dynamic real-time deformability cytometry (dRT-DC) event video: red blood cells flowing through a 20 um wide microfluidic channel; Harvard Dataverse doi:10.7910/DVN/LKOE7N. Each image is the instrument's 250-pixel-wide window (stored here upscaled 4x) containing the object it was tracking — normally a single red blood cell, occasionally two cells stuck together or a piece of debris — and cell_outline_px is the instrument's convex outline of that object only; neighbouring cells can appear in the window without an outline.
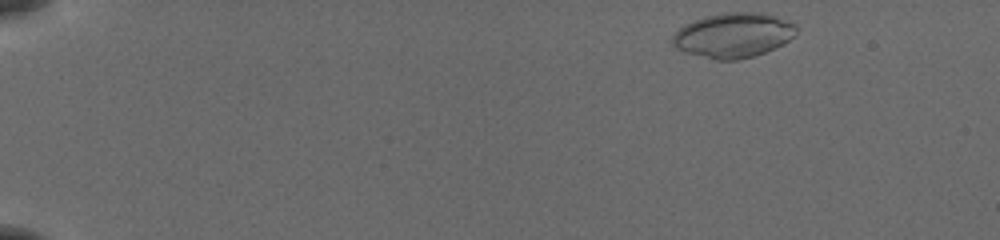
{"species": "common noctule bat (a hibernating species)", "species_latin": "Nyctalus noctula", "temperature_condition": "cold", "stored_images_in_passage": 26, "camera_frame_rate_fps": 3000, "um_per_image_px": 0.085, "animal": {"sex": "female", "body_mass_g": 19.5, "forearm_length_mm": 54.1}, "frame": {"image": 1, "passage_image": 1, "time_ms": 0.0, "image_size_px": [1000, 240], "cell_outline_px": [[796, 36], [756, 56], [736, 60], [716, 60], [684, 52], [676, 48], [672, 44], [672, 36], [684, 24], [708, 16], [728, 12], [756, 12], [788, 20], [796, 24]], "centroid_in_image_um": [62.32, 3.01], "position_along_channel_um": 22.7, "area_um2": 32.02}}
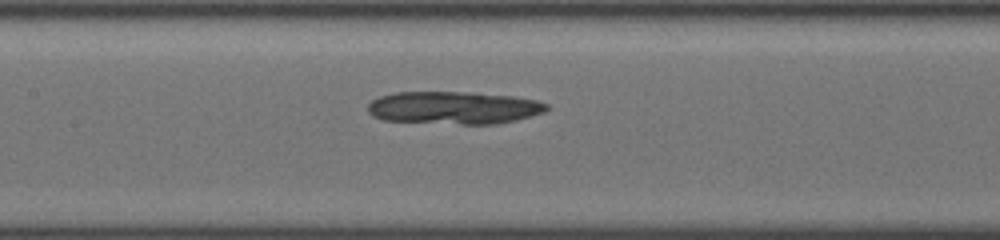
{"frame": {"image": 2, "passage_image": 22, "time_ms": 7.0, "image_size_px": [1000, 240], "cell_outline_px": [[548, 108], [544, 112], [516, 120], [496, 124], [460, 124], [384, 120], [372, 116], [368, 112], [368, 104], [372, 100], [380, 96], [392, 92], [468, 92], [512, 96], [536, 100], [548, 104]], "centroid_in_image_um": [38.55, 9.15], "position_along_channel_um": 168.8, "area_um2": 34.04}}
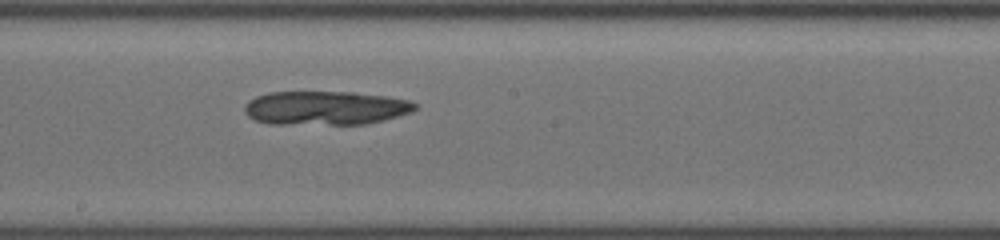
{"frame": {"image": 3, "passage_image": 26, "time_ms": 8.333, "image_size_px": [1000, 240], "cell_outline_px": [[420, 104], [412, 112], [384, 120], [364, 124], [268, 124], [256, 120], [248, 116], [244, 112], [244, 104], [248, 100], [256, 96], [268, 92], [352, 92], [384, 96], [408, 100]], "centroid_in_image_um": [27.64, 9.18], "position_along_channel_um": 220.6, "area_um2": 33.87}}